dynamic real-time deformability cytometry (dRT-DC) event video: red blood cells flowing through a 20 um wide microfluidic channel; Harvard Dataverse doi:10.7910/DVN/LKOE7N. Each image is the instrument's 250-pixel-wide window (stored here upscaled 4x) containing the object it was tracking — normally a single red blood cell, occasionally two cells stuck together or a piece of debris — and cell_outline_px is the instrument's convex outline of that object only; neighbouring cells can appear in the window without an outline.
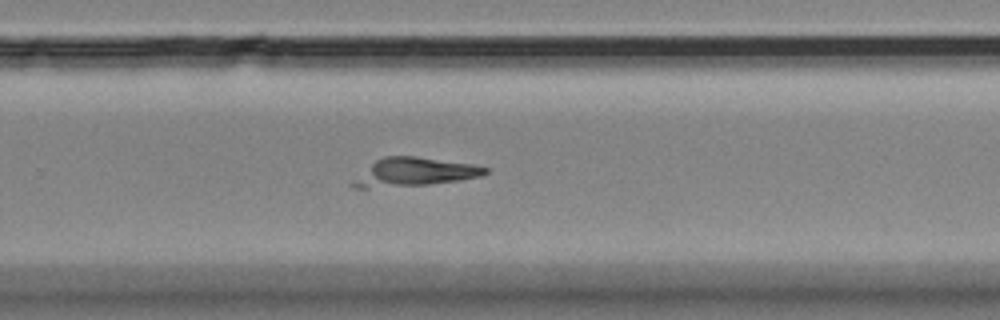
{"species": "Egyptian fruit bat (a non-hibernating species)", "species_latin": "Rousettus aegyptiacus", "temperature_condition": "room temperature", "stored_images_in_passage": 41, "camera_frame_rate_fps": 3000, "um_per_image_px": 0.085, "animal": {"sex": "female"}, "frame": {"image": 1, "passage_image": 24, "time_ms": 7.667, "image_size_px": [1000, 320], "cell_outline_px": [[488, 172], [480, 176], [456, 180], [428, 184], [368, 188], [352, 188], [348, 184], [376, 160], [384, 156], [416, 156], [476, 164], [488, 168]], "centroid_in_image_um": [35.2, 14.62], "position_along_channel_um": 294.6, "area_um2": 21.73}}
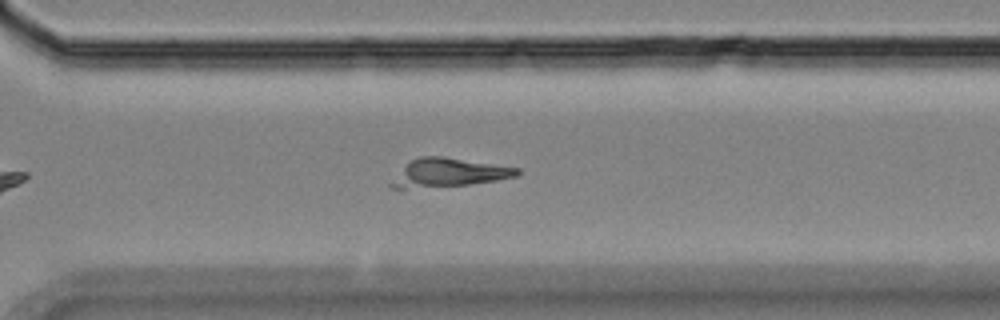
{"frame": {"image": 2, "passage_image": 27, "time_ms": 8.667, "image_size_px": [1000, 320], "cell_outline_px": [[520, 172], [516, 176], [496, 180], [468, 184], [404, 188], [392, 188], [388, 184], [412, 160], [420, 156], [444, 156], [520, 168]], "centroid_in_image_um": [38.18, 14.66], "position_along_channel_um": 332.4, "area_um2": 20.29}}